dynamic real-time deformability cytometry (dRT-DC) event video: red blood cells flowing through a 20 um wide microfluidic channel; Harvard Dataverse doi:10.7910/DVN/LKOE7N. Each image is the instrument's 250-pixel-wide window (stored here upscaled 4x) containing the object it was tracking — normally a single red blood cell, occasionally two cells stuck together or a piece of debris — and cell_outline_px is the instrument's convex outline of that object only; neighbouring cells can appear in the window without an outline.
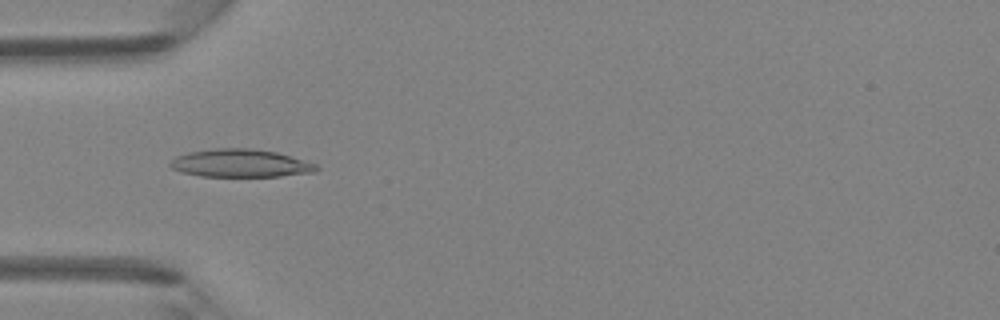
{"species": "Egyptian fruit bat (a non-hibernating species)", "species_latin": "Rousettus aegyptiacus", "temperature_condition": "room temperature", "stored_images_in_passage": 4, "camera_frame_rate_fps": 3000, "um_per_image_px": 0.085, "animal": {"sex": "female"}, "frame": {"image": 1, "passage_image": 4, "time_ms": 3.333, "image_size_px": [1000, 320], "cell_outline_px": [[320, 168], [316, 172], [280, 176], [200, 176], [184, 172], [172, 168], [168, 164], [176, 156], [188, 152], [216, 148], [252, 148], [276, 152], [316, 164]], "centroid_in_image_um": [20.44, 13.87], "position_along_channel_um": 64.6, "area_um2": 23.64}}